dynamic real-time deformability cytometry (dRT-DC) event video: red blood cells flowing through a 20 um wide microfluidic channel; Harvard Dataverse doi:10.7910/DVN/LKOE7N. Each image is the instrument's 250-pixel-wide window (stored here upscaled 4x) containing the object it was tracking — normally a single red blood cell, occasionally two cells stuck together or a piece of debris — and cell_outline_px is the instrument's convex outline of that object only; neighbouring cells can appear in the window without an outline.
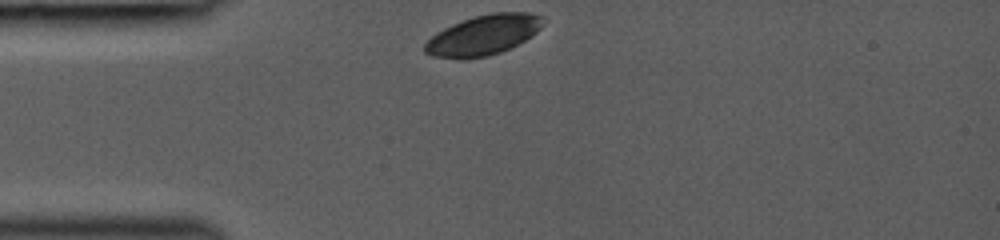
{"species": "common noctule bat (a hibernating species)", "species_latin": "Nyctalus noctula", "temperature_condition": "room temperature", "stored_images_in_passage": 5, "camera_frame_rate_fps": 3000, "um_per_image_px": 0.085, "animal": {"sex": "female", "body_mass_g": 19.0, "forearm_length_mm": 53.3}, "frame": {"image": 1, "passage_image": 1, "time_ms": 0.0, "image_size_px": [1000, 240], "cell_outline_px": [[544, 16], [540, 28], [532, 36], [500, 52], [488, 56], [464, 60], [432, 56], [424, 52], [424, 44], [436, 32], [452, 24], [476, 16], [492, 12], [528, 12]], "centroid_in_image_um": [41.06, 2.99], "position_along_channel_um": 43.9, "area_um2": 27.57}}
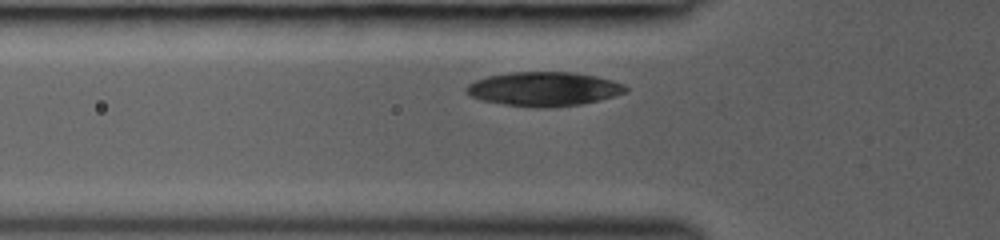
{"frame": {"image": 2, "passage_image": 5, "time_ms": 1.333, "image_size_px": [1000, 240], "cell_outline_px": [[628, 92], [616, 96], [600, 100], [580, 104], [548, 108], [536, 108], [504, 104], [480, 100], [464, 92], [464, 88], [468, 84], [476, 80], [488, 76], [508, 72], [572, 72], [596, 76], [612, 80], [624, 84], [628, 88]], "centroid_in_image_um": [46.24, 7.56], "position_along_channel_um": 79.6, "area_um2": 31.96}}